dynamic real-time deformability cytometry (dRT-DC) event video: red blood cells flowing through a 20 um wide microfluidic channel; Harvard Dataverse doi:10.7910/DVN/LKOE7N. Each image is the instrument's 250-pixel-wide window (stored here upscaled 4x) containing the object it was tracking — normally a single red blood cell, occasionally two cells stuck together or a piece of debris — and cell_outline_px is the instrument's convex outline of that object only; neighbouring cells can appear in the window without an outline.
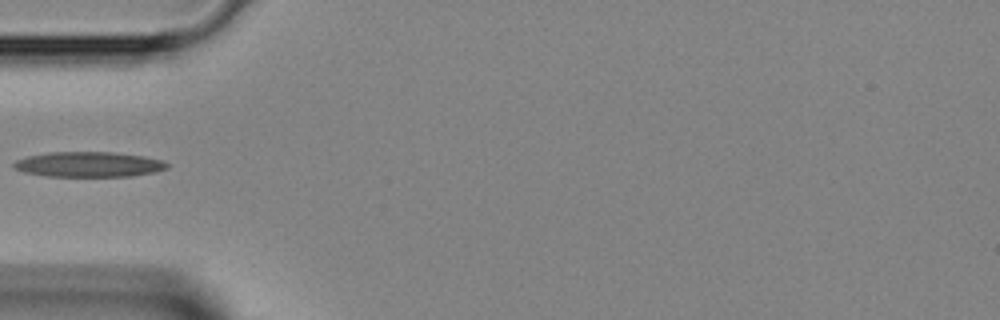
{"species": "Egyptian fruit bat (a non-hibernating species)", "species_latin": "Rousettus aegyptiacus", "temperature_condition": "room temperature", "stored_images_in_passage": 30, "camera_frame_rate_fps": 3000, "um_per_image_px": 0.085, "animal": {"sex": "female"}, "frame": {"image": 1, "passage_image": 1, "time_ms": 0.0, "image_size_px": [1000, 320], "cell_outline_px": [[168, 168], [156, 172], [132, 176], [44, 176], [24, 172], [12, 168], [12, 164], [16, 160], [28, 156], [48, 152], [112, 152], [144, 156], [164, 160], [168, 164]], "centroid_in_image_um": [7.55, 13.97], "position_along_channel_um": 77.5, "area_um2": 22.66}}
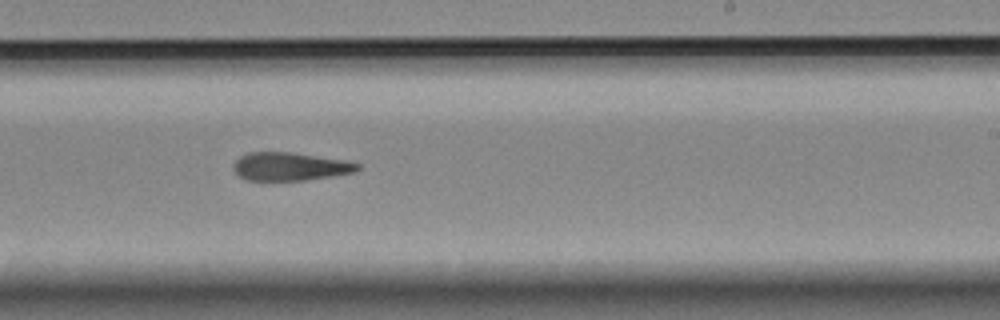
{"frame": {"image": 2, "passage_image": 13, "time_ms": 4.0, "image_size_px": [1000, 320], "cell_outline_px": [[360, 168], [352, 172], [332, 176], [304, 180], [244, 180], [232, 168], [232, 164], [240, 156], [248, 152], [288, 152], [340, 160], [360, 164]], "centroid_in_image_um": [24.56, 14.16], "position_along_channel_um": 264.4, "area_um2": 20.0}}
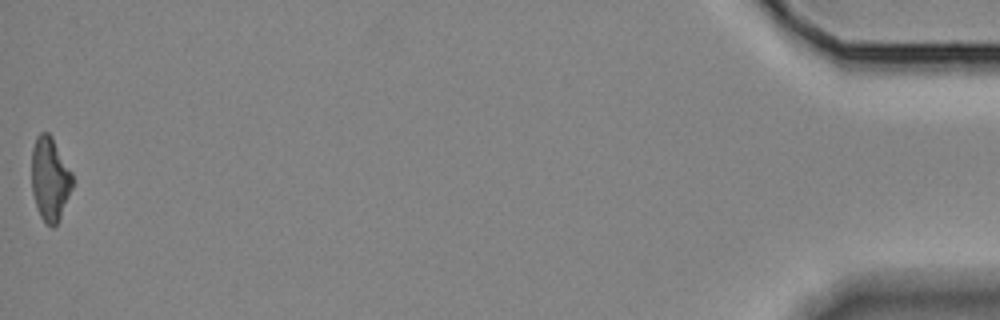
{"frame": {"image": 3, "passage_image": 30, "time_ms": 9.667, "image_size_px": [1000, 320], "cell_outline_px": [[72, 188], [60, 216], [56, 224], [52, 228], [44, 224], [40, 216], [32, 192], [32, 148], [36, 136], [40, 132], [48, 132], [52, 136], [72, 172]], "centroid_in_image_um": [4.23, 15.19], "position_along_channel_um": 431.0, "area_um2": 19.88}}